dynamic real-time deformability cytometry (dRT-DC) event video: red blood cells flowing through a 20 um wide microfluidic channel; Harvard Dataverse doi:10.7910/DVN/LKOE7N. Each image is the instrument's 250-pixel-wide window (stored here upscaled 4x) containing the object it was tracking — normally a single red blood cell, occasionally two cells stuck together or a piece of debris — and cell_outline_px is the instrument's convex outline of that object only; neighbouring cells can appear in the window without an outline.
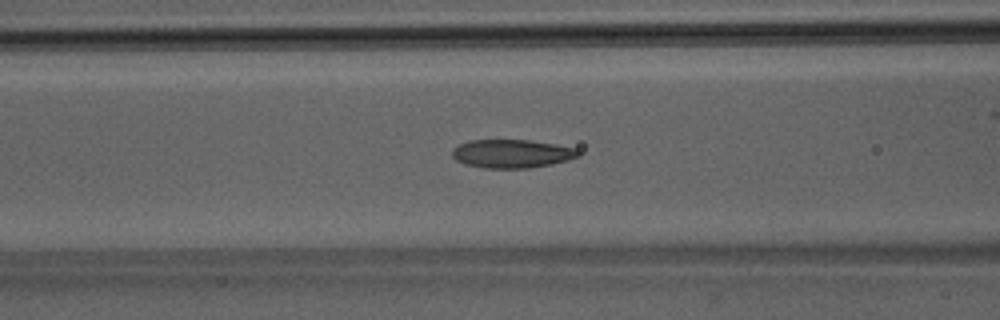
{"species": "Egyptian fruit bat (a non-hibernating species)", "species_latin": "Rousettus aegyptiacus", "temperature_condition": "room temperature", "stored_images_in_passage": 51, "camera_frame_rate_fps": 3000, "um_per_image_px": 0.085, "animal": {"sex": "male"}, "frame": {"image": 1, "passage_image": 21, "time_ms": 6.667, "image_size_px": [1000, 320], "cell_outline_px": [[580, 156], [568, 160], [552, 164], [528, 168], [484, 168], [464, 164], [456, 160], [452, 156], [452, 148], [468, 140], [528, 140], [556, 144], [576, 148], [580, 152]], "centroid_in_image_um": [43.5, 13.06], "position_along_channel_um": 123.1, "area_um2": 21.04}}
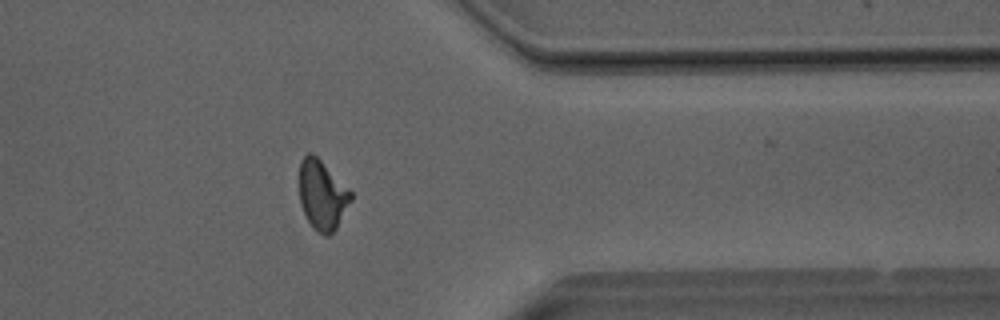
{"frame": {"image": 2, "passage_image": 41, "time_ms": 13.333, "image_size_px": [1000, 320], "cell_outline_px": [[352, 200], [336, 228], [328, 236], [324, 236], [312, 228], [300, 204], [300, 160], [308, 152], [312, 152], [352, 192]], "centroid_in_image_um": [27.38, 16.59], "position_along_channel_um": 384.0, "area_um2": 20.69}}
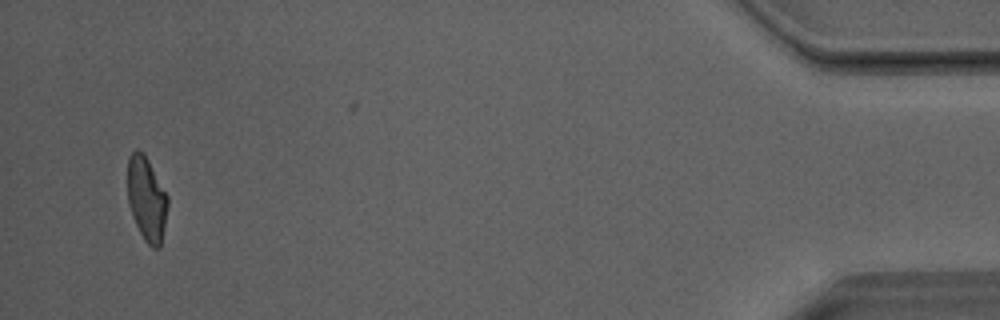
{"frame": {"image": 3, "passage_image": 49, "time_ms": 16.0, "image_size_px": [1000, 320], "cell_outline_px": [[168, 204], [160, 248], [152, 248], [144, 240], [132, 216], [128, 204], [128, 156], [136, 148], [140, 148], [144, 152], [168, 196]], "centroid_in_image_um": [12.45, 16.87], "position_along_channel_um": 422.7, "area_um2": 19.77}, "authors_computed_cell_mechanics": {"area_um2": 20.8658, "velocity_mm_per_s": 4.0858, "shape_relaxation_time_tau1_ms": 5.9655, "shape_relaxation_time_tau2_ms": 1.2475, "deformation_change_tau1": 0.1694, "deformation_change_tau2": 0.0752}}